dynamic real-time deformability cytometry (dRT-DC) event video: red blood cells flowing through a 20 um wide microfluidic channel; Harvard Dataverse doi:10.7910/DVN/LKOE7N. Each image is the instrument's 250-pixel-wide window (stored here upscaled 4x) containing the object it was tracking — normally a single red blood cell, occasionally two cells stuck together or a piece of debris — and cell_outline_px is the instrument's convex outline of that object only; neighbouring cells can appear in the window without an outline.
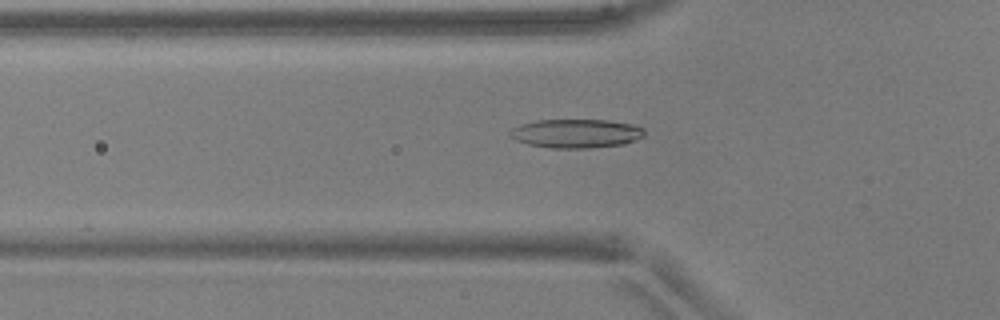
{"species": "common noctule bat (a hibernating species)", "species_latin": "Nyctalus noctula", "temperature_condition": "warm", "stored_images_in_passage": 52, "camera_frame_rate_fps": 3000, "um_per_image_px": 0.085, "animal": {"sex": "male", "body_mass_g": 17.9, "forearm_length_mm": 54.2}, "frame": {"image": 1, "passage_image": 18, "time_ms": 5.667, "image_size_px": [1000, 320], "cell_outline_px": [[644, 136], [636, 140], [624, 144], [588, 148], [548, 148], [528, 144], [516, 140], [508, 136], [508, 132], [512, 128], [520, 124], [536, 120], [608, 120], [632, 124], [644, 128]], "centroid_in_image_um": [48.94, 11.34], "position_along_channel_um": 76.9, "area_um2": 22.77}}
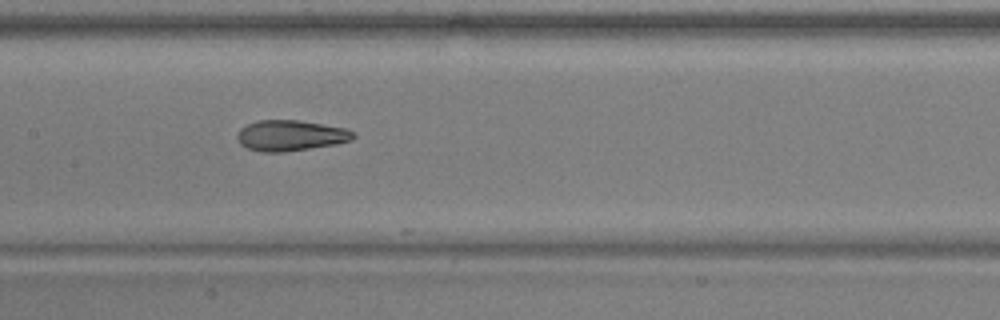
{"frame": {"image": 2, "passage_image": 26, "time_ms": 8.333, "image_size_px": [1000, 320], "cell_outline_px": [[356, 136], [352, 140], [336, 144], [284, 152], [260, 152], [248, 148], [240, 144], [236, 140], [236, 132], [240, 128], [248, 124], [260, 120], [300, 120], [348, 128]], "centroid_in_image_um": [24.68, 11.52], "position_along_channel_um": 182.7, "area_um2": 20.98}}
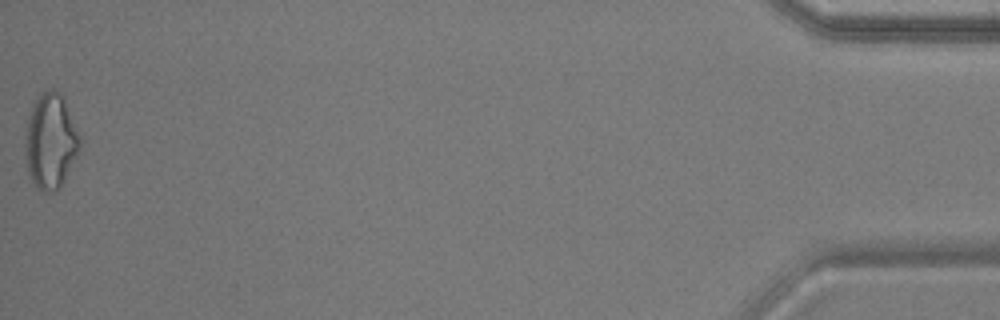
{"frame": {"image": 3, "passage_image": 52, "time_ms": 17.0, "image_size_px": [1000, 320], "cell_outline_px": [[84, 140], [64, 180], [52, 192], [44, 192], [36, 188], [28, 176], [24, 152], [24, 136], [32, 104], [40, 92], [52, 88], [64, 100]], "centroid_in_image_um": [4.28, 12.0], "position_along_channel_um": 430.9, "area_um2": 30.69}, "authors_computed_cell_mechanics": {"area_um2": 21.8773, "velocity_mm_per_s": 3.9298, "shape_relaxation_time_tau1_ms": null, "shape_relaxation_time_tau2_ms": 1.8653, "deformation_change_tau1": null, "deformation_change_tau2": 0.0852}}